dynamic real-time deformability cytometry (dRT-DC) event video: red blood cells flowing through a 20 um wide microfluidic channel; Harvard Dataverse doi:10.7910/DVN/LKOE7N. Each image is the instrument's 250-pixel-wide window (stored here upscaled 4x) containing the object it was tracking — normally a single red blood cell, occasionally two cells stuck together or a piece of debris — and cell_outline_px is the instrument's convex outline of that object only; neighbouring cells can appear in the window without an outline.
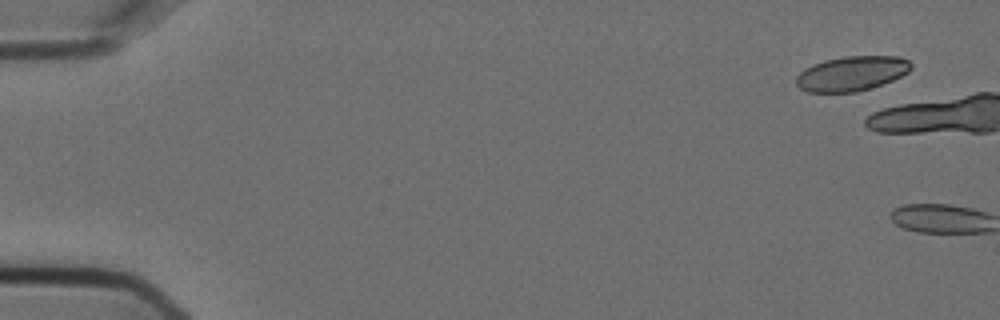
{"species": "Egyptian fruit bat (a non-hibernating species)", "species_latin": "Rousettus aegyptiacus", "temperature_condition": "cold", "stored_images_in_passage": 2, "camera_frame_rate_fps": 3000, "um_per_image_px": 0.085, "animal": {"sex": "female"}, "frame": {"image": 1, "passage_image": 1, "time_ms": 0.0, "image_size_px": [1000, 320], "cell_outline_px": [[912, 68], [908, 72], [892, 80], [856, 92], [808, 92], [800, 88], [796, 84], [796, 76], [804, 68], [812, 64], [824, 60], [844, 56], [896, 56], [908, 60], [912, 64]], "centroid_in_image_um": [72.36, 6.24], "position_along_channel_um": 12.6, "area_um2": 23.18}}